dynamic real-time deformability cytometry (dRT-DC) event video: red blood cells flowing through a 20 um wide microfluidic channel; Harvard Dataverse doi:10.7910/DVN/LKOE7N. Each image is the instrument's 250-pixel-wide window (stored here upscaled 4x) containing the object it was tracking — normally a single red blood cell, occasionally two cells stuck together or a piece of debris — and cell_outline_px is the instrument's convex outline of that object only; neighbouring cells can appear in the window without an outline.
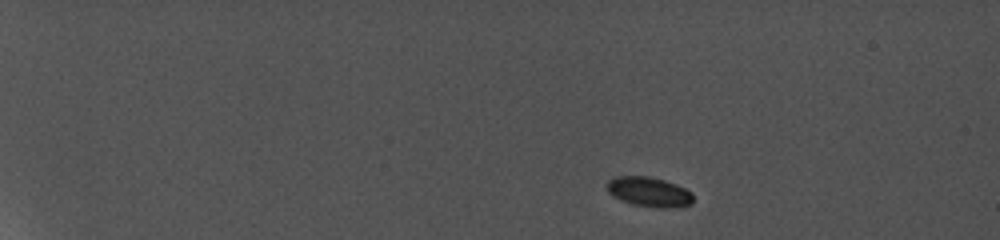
{"species": "common noctule bat (a hibernating species)", "species_latin": "Nyctalus noctula", "temperature_condition": "cold", "stored_images_in_passage": 11, "camera_frame_rate_fps": 5000, "um_per_image_px": 0.085, "animal": {"sex": "female", "body_mass_g": 19.0, "forearm_length_mm": 56.7}, "frame": {"image": 1, "passage_image": 1, "time_ms": 0.0, "image_size_px": [1000, 240], "cell_outline_px": [[692, 204], [680, 208], [652, 208], [632, 204], [620, 200], [612, 196], [608, 192], [608, 180], [616, 176], [648, 176], [664, 180], [684, 188], [692, 192]], "centroid_in_image_um": [55.18, 16.33], "position_along_channel_um": 29.8, "area_um2": 15.14}}
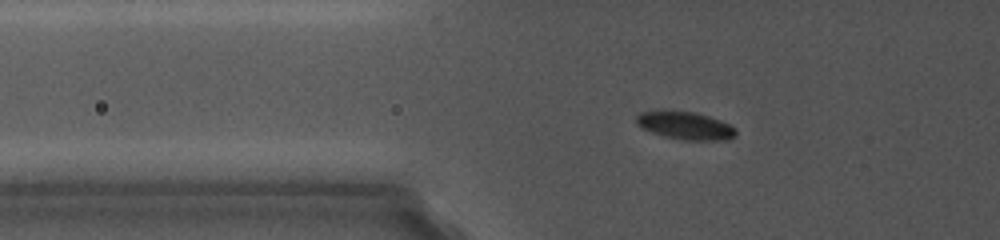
{"frame": {"image": 2, "passage_image": 6, "time_ms": 4.4, "image_size_px": [1000, 240], "cell_outline_px": [[736, 132], [728, 140], [684, 140], [664, 136], [652, 132], [636, 124], [636, 116], [640, 112], [692, 112], [708, 116], [728, 124]], "centroid_in_image_um": [58.23, 10.7], "position_along_channel_um": 67.6, "area_um2": 15.43}}
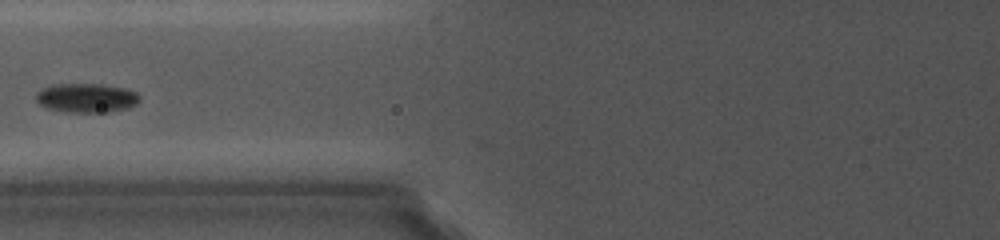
{"frame": {"image": 3, "passage_image": 8, "time_ms": 6.2, "image_size_px": [1000, 240], "cell_outline_px": [[136, 104], [124, 108], [108, 112], [64, 112], [48, 108], [40, 104], [36, 100], [36, 96], [44, 88], [56, 84], [96, 84], [120, 88], [136, 92]], "centroid_in_image_um": [7.28, 8.33], "position_along_channel_um": 118.5, "area_um2": 16.94}}